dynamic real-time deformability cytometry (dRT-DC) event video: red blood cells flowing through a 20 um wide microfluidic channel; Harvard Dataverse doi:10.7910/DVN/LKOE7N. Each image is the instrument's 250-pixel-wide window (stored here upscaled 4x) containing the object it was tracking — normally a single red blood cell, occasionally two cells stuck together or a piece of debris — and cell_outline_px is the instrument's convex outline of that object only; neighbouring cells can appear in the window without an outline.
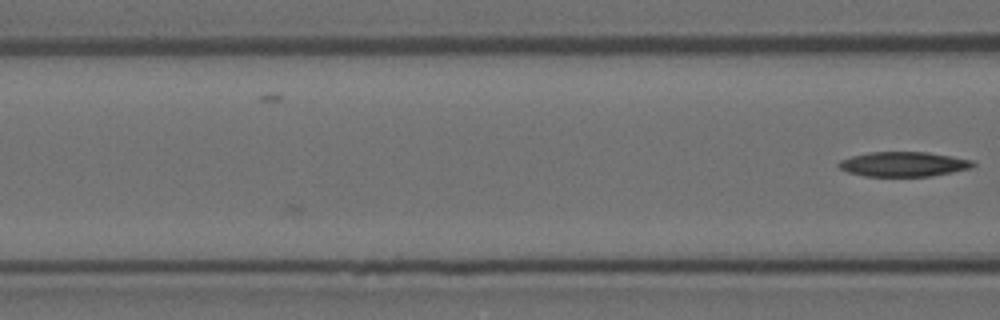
{"species": "Egyptian fruit bat (a non-hibernating species)", "species_latin": "Rousettus aegyptiacus", "temperature_condition": "room temperature", "stored_images_in_passage": 3, "camera_frame_rate_fps": 3000, "um_per_image_px": 0.085, "animal": {"sex": "female"}, "frame": {"image": 1, "passage_image": 3, "time_ms": 0.667, "image_size_px": [1000, 320], "cell_outline_px": [[976, 164], [972, 168], [932, 176], [864, 176], [848, 172], [840, 168], [836, 164], [840, 160], [852, 156], [868, 152], [928, 152], [952, 156], [972, 160]], "centroid_in_image_um": [76.8, 13.95], "position_along_channel_um": 89.8, "area_um2": 19.42}}